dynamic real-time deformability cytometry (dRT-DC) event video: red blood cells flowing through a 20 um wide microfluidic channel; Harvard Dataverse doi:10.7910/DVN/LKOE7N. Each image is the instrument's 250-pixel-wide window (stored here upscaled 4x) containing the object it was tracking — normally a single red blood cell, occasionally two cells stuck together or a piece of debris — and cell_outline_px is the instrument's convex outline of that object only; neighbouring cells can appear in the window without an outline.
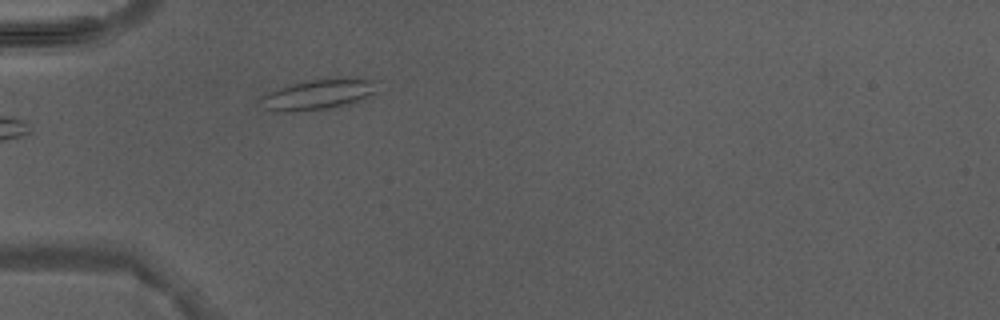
{"species": "Egyptian fruit bat (a non-hibernating species)", "species_latin": "Rousettus aegyptiacus", "temperature_condition": "warm", "stored_images_in_passage": 1, "camera_frame_rate_fps": 3000, "um_per_image_px": 0.085, "animal": {"sex": "male"}, "frame": {"image": 1, "passage_image": 1, "time_ms": 0.0, "image_size_px": [1000, 320], "cell_outline_px": [[384, 80], [376, 92], [364, 100], [356, 104], [328, 108], [292, 112], [284, 112], [264, 108], [260, 96], [268, 92], [292, 84], [308, 80], [340, 76], [344, 76]], "centroid_in_image_um": [27.26, 7.98], "position_along_channel_um": 57.7, "area_um2": 21.62}}